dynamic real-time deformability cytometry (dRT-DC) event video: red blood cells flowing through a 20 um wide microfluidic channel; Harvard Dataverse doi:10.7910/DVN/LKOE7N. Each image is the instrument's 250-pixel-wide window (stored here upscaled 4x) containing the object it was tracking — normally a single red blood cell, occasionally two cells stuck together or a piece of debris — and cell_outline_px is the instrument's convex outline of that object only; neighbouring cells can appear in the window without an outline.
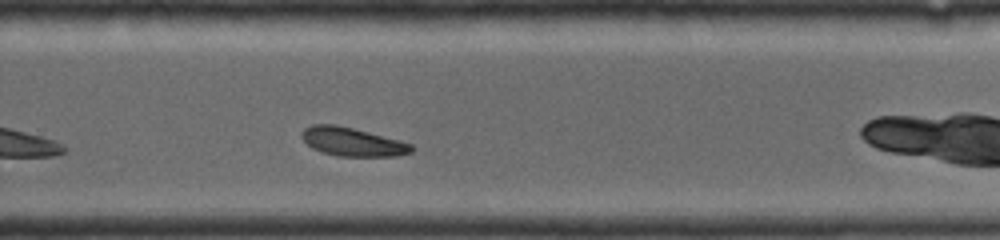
{"species": "common noctule bat (a hibernating species)", "species_latin": "Nyctalus noctula", "temperature_condition": "room temperature", "stored_images_in_passage": 17, "camera_frame_rate_fps": 4000, "um_per_image_px": 0.085, "animal": {"sex": "female", "body_mass_g": 19.0, "forearm_length_mm": 56.7}, "frame": {"image": 1, "passage_image": 12, "time_ms": 5.75, "image_size_px": [1000, 240], "cell_outline_px": [[412, 152], [396, 156], [340, 156], [320, 152], [312, 148], [300, 136], [300, 132], [304, 128], [312, 124], [336, 124], [400, 140], [412, 144]], "centroid_in_image_um": [29.91, 12.05], "position_along_channel_um": 299.9, "area_um2": 18.26}}